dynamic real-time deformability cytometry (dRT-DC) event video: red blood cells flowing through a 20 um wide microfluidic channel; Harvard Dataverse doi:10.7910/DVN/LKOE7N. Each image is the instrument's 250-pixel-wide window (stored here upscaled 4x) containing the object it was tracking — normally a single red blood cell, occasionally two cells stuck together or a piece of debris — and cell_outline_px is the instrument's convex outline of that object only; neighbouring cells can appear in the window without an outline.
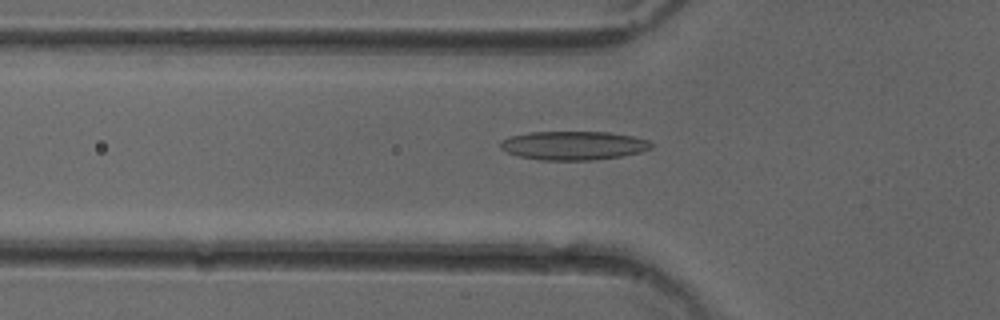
{"species": "common noctule bat (a hibernating species)", "species_latin": "Nyctalus noctula", "temperature_condition": "cold", "stored_images_in_passage": 51, "camera_frame_rate_fps": 3000, "um_per_image_px": 0.085, "animal": {"sex": "female"}, "frame": {"image": 1, "passage_image": 17, "time_ms": 5.333, "image_size_px": [1000, 320], "cell_outline_px": [[656, 144], [652, 148], [640, 152], [624, 156], [592, 160], [540, 160], [520, 156], [508, 152], [500, 148], [500, 140], [508, 136], [528, 132], [608, 132], [632, 136], [648, 140]], "centroid_in_image_um": [48.76, 12.36], "position_along_channel_um": 77.0, "area_um2": 25.49}}
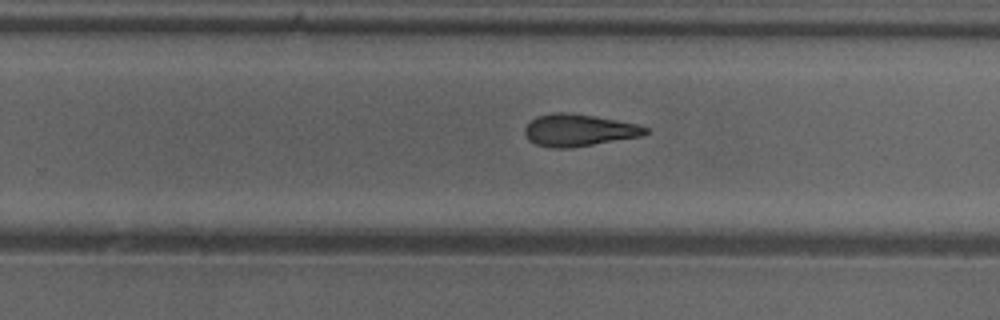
{"frame": {"image": 2, "passage_image": 32, "time_ms": 10.333, "image_size_px": [1000, 320], "cell_outline_px": [[648, 132], [640, 136], [568, 148], [552, 148], [536, 144], [528, 140], [524, 132], [524, 128], [536, 116], [552, 112], [568, 112], [616, 120], [636, 124], [648, 128]], "centroid_in_image_um": [49.13, 11.06], "position_along_channel_um": 280.7, "area_um2": 22.25}}
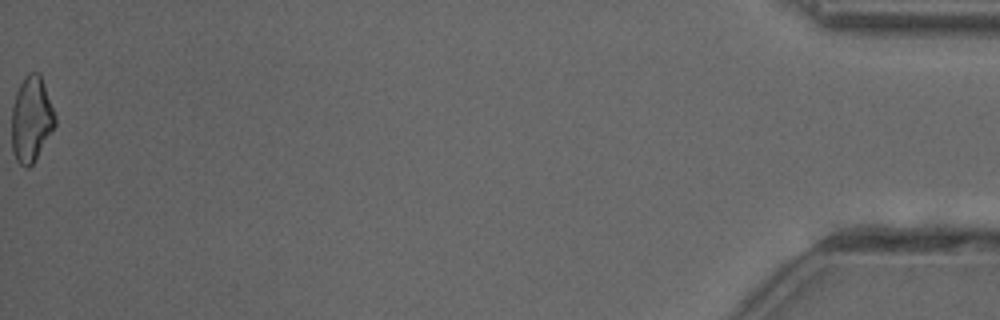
{"frame": {"image": 3, "passage_image": 51, "time_ms": 16.667, "image_size_px": [1000, 320], "cell_outline_px": [[56, 124], [32, 164], [28, 168], [24, 168], [16, 160], [12, 152], [12, 108], [16, 92], [24, 76], [28, 72], [40, 72], [56, 116]], "centroid_in_image_um": [2.65, 10.11], "position_along_channel_um": 432.5, "area_um2": 21.62}, "authors_computed_cell_mechanics": {"area_um2": 22.7732, "velocity_mm_per_s": 4.0604, "shape_relaxation_time_tau1_ms": 10.2557, "shape_relaxation_time_tau2_ms": 3.2128, "deformation_change_tau1": 0.2247, "deformation_change_tau2": 0.1228}}